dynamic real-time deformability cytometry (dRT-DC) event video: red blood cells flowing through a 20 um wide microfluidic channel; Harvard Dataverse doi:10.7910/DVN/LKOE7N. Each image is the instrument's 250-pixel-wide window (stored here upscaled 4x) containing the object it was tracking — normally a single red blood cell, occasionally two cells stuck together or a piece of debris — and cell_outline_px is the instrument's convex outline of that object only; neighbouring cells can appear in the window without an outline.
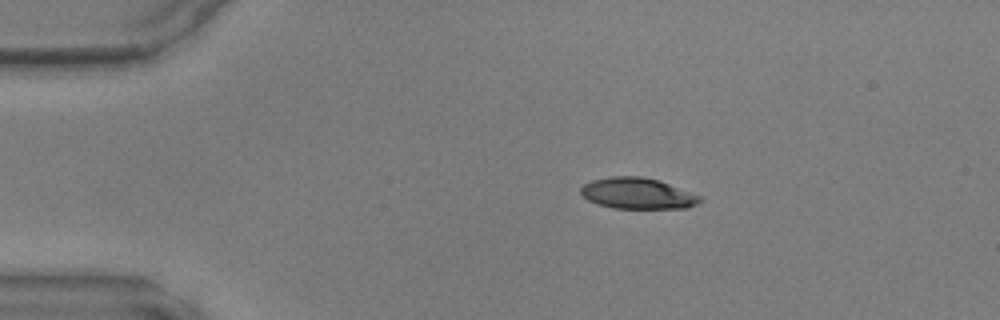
{"species": "common noctule bat (a hibernating species)", "species_latin": "Nyctalus noctula", "temperature_condition": "warm", "stored_images_in_passage": 46, "camera_frame_rate_fps": 3000, "um_per_image_px": 0.085, "animal": {"sex": "male", "body_mass_g": 17.9, "forearm_length_mm": 54.2}, "frame": {"image": 1, "passage_image": 8, "time_ms": 2.333, "image_size_px": [1000, 320], "cell_outline_px": [[704, 200], [688, 208], [612, 208], [588, 200], [580, 192], [580, 188], [584, 184], [592, 180], [612, 176], [640, 176], [656, 180], [668, 184], [700, 196]], "centroid_in_image_um": [54.17, 16.44], "position_along_channel_um": 30.8, "area_um2": 21.27}}
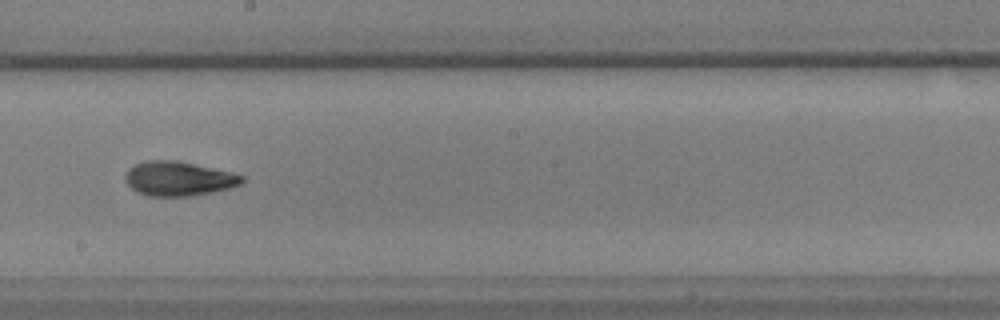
{"frame": {"image": 2, "passage_image": 26, "time_ms": 8.333, "image_size_px": [1000, 320], "cell_outline_px": [[244, 184], [228, 188], [188, 196], [148, 196], [136, 192], [124, 180], [124, 176], [128, 168], [136, 164], [148, 160], [172, 160], [192, 164], [228, 172], [244, 176]], "centroid_in_image_um": [15.12, 15.19], "position_along_channel_um": 233.1, "area_um2": 23.0}}
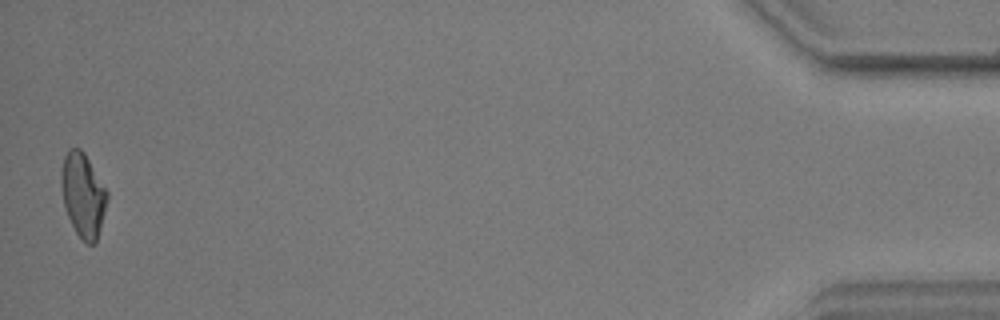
{"frame": {"image": 3, "passage_image": 46, "time_ms": 15.0, "image_size_px": [1000, 320], "cell_outline_px": [[108, 196], [96, 244], [88, 244], [76, 232], [68, 216], [64, 204], [60, 184], [60, 176], [64, 156], [72, 148], [80, 148], [84, 152], [108, 192]], "centroid_in_image_um": [7.05, 16.57], "position_along_channel_um": 428.1, "area_um2": 22.14}}